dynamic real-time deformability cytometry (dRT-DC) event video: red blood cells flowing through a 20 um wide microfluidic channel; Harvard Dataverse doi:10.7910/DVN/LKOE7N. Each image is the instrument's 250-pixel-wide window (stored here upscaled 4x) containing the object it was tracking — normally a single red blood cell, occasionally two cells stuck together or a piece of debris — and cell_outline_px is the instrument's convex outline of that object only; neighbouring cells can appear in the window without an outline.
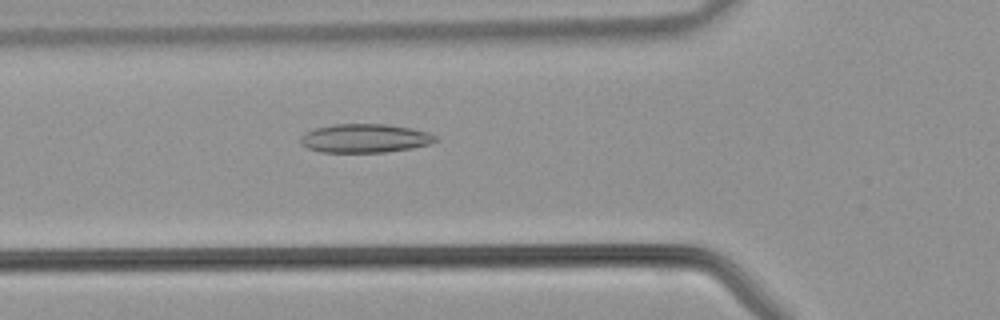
{"species": "common noctule bat (a hibernating species)", "species_latin": "Nyctalus noctula", "temperature_condition": "warm", "stored_images_in_passage": 29, "camera_frame_rate_fps": 3000, "um_per_image_px": 0.085, "animal": {"sex": "male", "body_mass_g": 21.5, "forearm_length_mm": 52.0}, "frame": {"image": 1, "passage_image": 7, "time_ms": 2.0, "image_size_px": [1000, 320], "cell_outline_px": [[436, 140], [428, 144], [412, 148], [384, 152], [320, 152], [308, 148], [300, 144], [300, 136], [304, 132], [316, 128], [332, 124], [388, 124], [412, 128], [428, 132], [436, 136]], "centroid_in_image_um": [30.97, 11.75], "position_along_channel_um": 94.8, "area_um2": 22.66}}
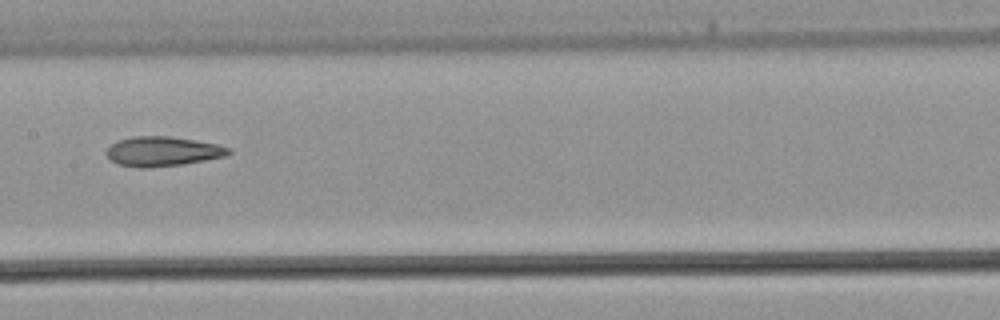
{"frame": {"image": 2, "passage_image": 13, "time_ms": 4.0, "image_size_px": [1000, 320], "cell_outline_px": [[232, 152], [224, 156], [204, 160], [180, 164], [116, 164], [108, 156], [108, 148], [112, 144], [120, 140], [136, 136], [168, 136], [196, 140], [216, 144], [232, 148]], "centroid_in_image_um": [13.92, 12.8], "position_along_channel_um": 193.5, "area_um2": 19.77}}
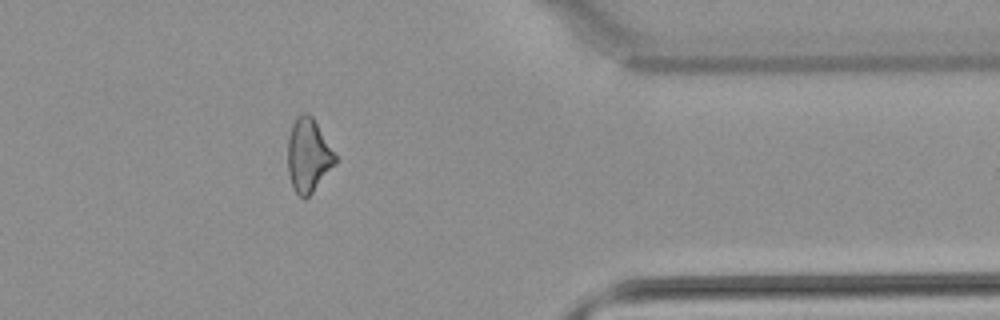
{"frame": {"image": 3, "passage_image": 26, "time_ms": 8.333, "image_size_px": [1000, 320], "cell_outline_px": [[336, 164], [312, 192], [304, 200], [296, 192], [292, 184], [288, 172], [288, 136], [292, 124], [296, 116], [300, 112], [308, 112], [312, 116], [336, 156]], "centroid_in_image_um": [26.19, 13.18], "position_along_channel_um": 385.2, "area_um2": 20.23}}